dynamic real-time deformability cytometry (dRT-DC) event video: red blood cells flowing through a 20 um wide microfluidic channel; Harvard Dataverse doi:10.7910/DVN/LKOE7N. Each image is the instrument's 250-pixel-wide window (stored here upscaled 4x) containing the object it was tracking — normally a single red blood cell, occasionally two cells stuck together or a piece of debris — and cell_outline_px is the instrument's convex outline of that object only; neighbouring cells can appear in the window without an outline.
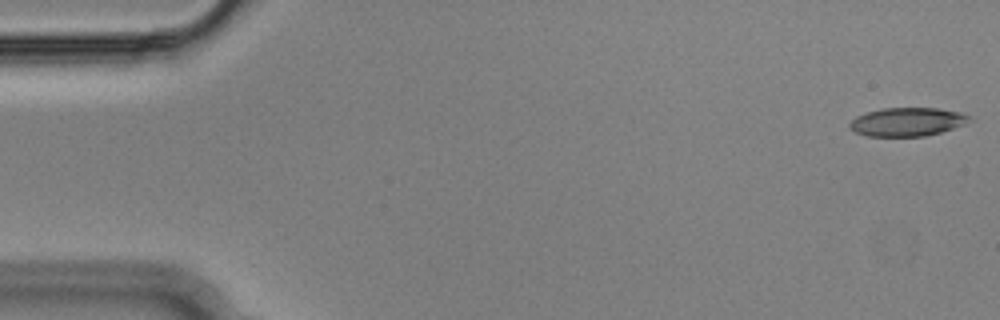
{"species": "Egyptian fruit bat (a non-hibernating species)", "species_latin": "Rousettus aegyptiacus", "temperature_condition": "cold", "stored_images_in_passage": 54, "camera_frame_rate_fps": 3000, "um_per_image_px": 0.085, "animal": {"sex": "male"}, "frame": {"image": 1, "passage_image": 1, "time_ms": 0.0, "image_size_px": [1000, 320], "cell_outline_px": [[972, 120], [964, 124], [940, 132], [924, 136], [868, 136], [856, 132], [848, 124], [856, 116], [868, 112], [884, 108], [936, 108], [960, 112], [972, 116]], "centroid_in_image_um": [77.14, 10.35], "position_along_channel_um": 7.9, "area_um2": 19.71}}
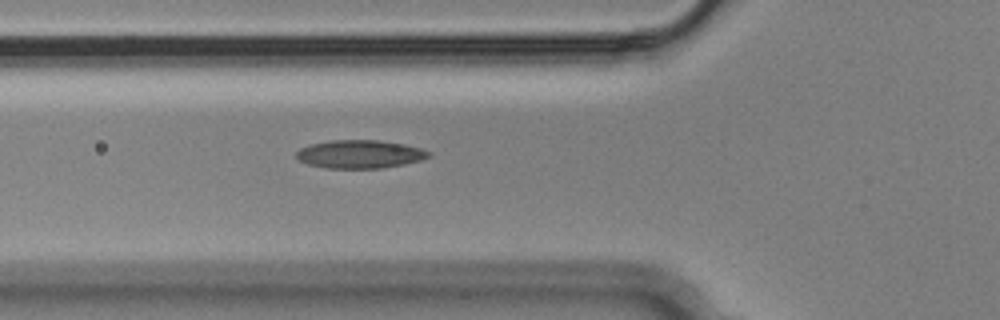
{"frame": {"image": 2, "passage_image": 19, "time_ms": 6.0, "image_size_px": [1000, 320], "cell_outline_px": [[432, 156], [420, 160], [404, 164], [384, 168], [324, 168], [308, 164], [300, 160], [296, 156], [296, 152], [300, 148], [308, 144], [328, 140], [380, 140], [404, 144], [420, 148], [432, 152]], "centroid_in_image_um": [30.59, 13.1], "position_along_channel_um": 95.2, "area_um2": 21.96}}
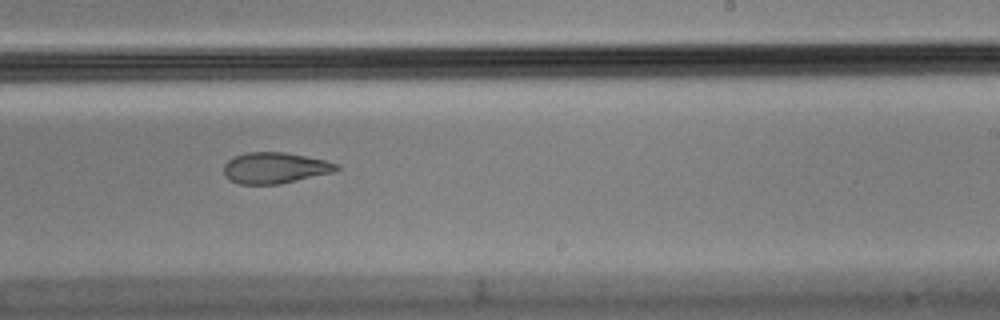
{"frame": {"image": 3, "passage_image": 33, "time_ms": 10.667, "image_size_px": [1000, 320], "cell_outline_px": [[340, 168], [336, 172], [280, 184], [240, 184], [228, 180], [224, 176], [224, 164], [228, 160], [236, 156], [248, 152], [284, 152], [328, 160], [340, 164]], "centroid_in_image_um": [23.42, 14.28], "position_along_channel_um": 265.6, "area_um2": 20.69}, "authors_computed_cell_mechanics": {"area_um2": 21.6461, "velocity_mm_per_s": 3.6346, "shape_relaxation_time_tau1_ms": null, "shape_relaxation_time_tau2_ms": 3.0747, "deformation_change_tau1": null, "deformation_change_tau2": 0.0943}}